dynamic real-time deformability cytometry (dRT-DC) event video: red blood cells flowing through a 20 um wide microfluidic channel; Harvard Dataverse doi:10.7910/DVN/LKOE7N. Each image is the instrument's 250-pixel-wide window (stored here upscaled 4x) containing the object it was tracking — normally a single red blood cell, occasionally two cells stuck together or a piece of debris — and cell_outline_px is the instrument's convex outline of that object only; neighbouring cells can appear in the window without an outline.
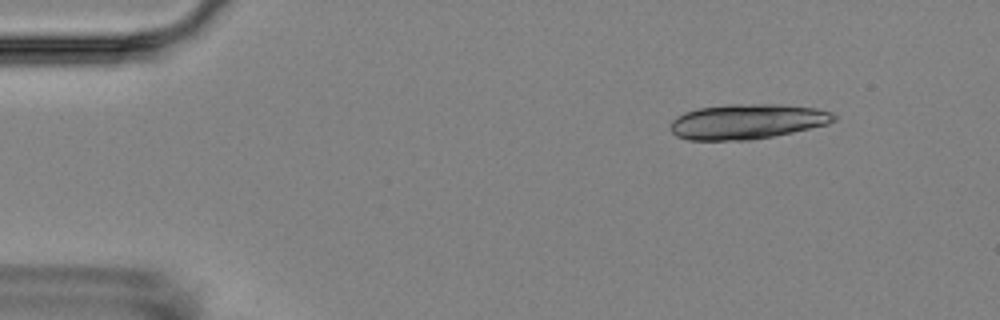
{"species": "Egyptian fruit bat (a non-hibernating species)", "species_latin": "Rousettus aegyptiacus", "temperature_condition": "room temperature", "stored_images_in_passage": 5, "camera_frame_rate_fps": 3000, "um_per_image_px": 0.085, "animal": {"sex": "female"}, "frame": {"image": 1, "passage_image": 2, "time_ms": 1.0, "image_size_px": [1000, 320], "cell_outline_px": [[836, 120], [828, 124], [792, 132], [772, 136], [748, 140], [688, 140], [676, 136], [672, 132], [672, 120], [676, 116], [684, 112], [700, 108], [728, 104], [780, 104], [816, 108], [832, 112], [836, 116]], "centroid_in_image_um": [63.51, 10.32], "position_along_channel_um": 21.5, "area_um2": 33.35}}